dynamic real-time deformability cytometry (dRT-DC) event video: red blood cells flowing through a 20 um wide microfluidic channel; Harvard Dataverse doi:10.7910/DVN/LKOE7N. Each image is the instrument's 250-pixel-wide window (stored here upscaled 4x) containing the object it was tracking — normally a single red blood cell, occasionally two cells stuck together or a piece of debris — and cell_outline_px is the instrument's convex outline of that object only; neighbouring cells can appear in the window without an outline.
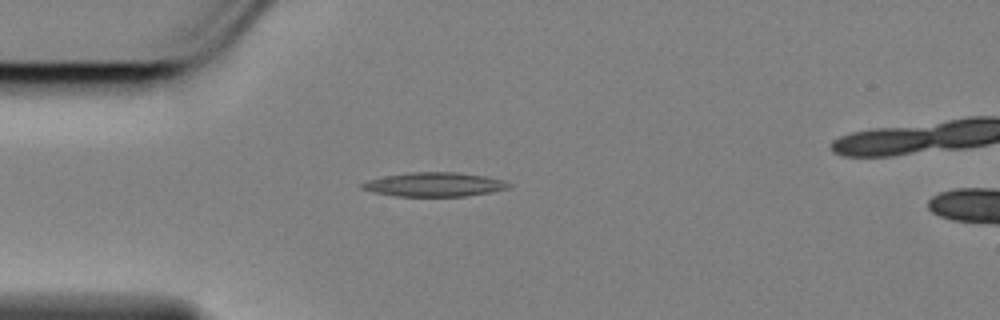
{"species": "Egyptian fruit bat (a non-hibernating species)", "species_latin": "Rousettus aegyptiacus", "temperature_condition": "cold", "stored_images_in_passage": 42, "segment_of_instrument_passage": [1, 2], "camera_frame_rate_fps": 3000, "um_per_image_px": 0.085, "animal": {"sex": "female"}, "frame": {"image": 1, "passage_image": 1, "time_ms": 0.0, "image_size_px": [1000, 320], "cell_outline_px": [[512, 184], [508, 188], [492, 192], [464, 196], [396, 196], [372, 192], [360, 188], [360, 184], [368, 180], [384, 176], [412, 172], [456, 172], [488, 176], [504, 180]], "centroid_in_image_um": [36.93, 15.68], "position_along_channel_um": 48.1, "area_um2": 20.69}}
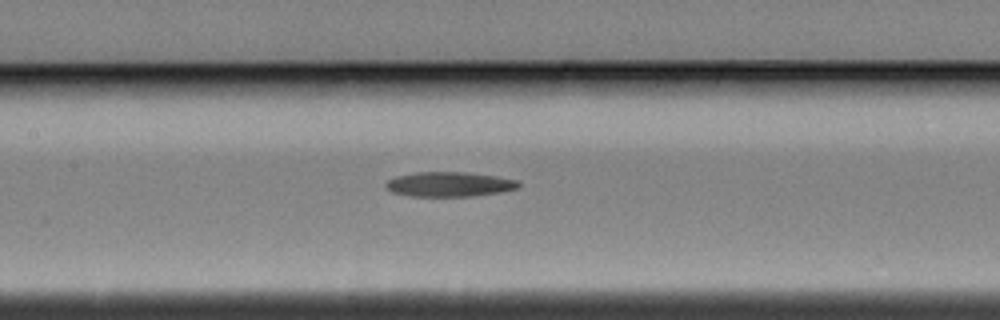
{"frame": {"image": 2, "passage_image": 13, "time_ms": 4.0, "image_size_px": [1000, 320], "cell_outline_px": [[520, 184], [516, 188], [500, 192], [472, 196], [408, 196], [392, 192], [384, 184], [388, 180], [396, 176], [416, 172], [464, 172], [496, 176], [516, 180]], "centroid_in_image_um": [38.15, 15.66], "position_along_channel_um": 169.2, "area_um2": 18.96}}
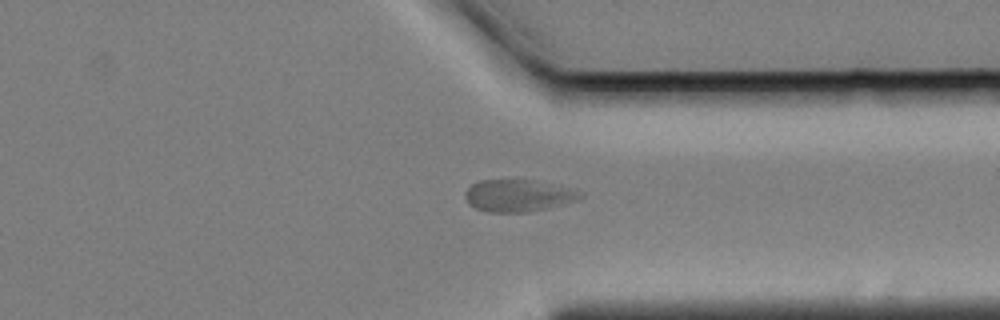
{"frame": {"image": 3, "passage_image": 31, "time_ms": 10.0, "image_size_px": [1000, 320], "cell_outline_px": [[584, 196], [576, 200], [548, 208], [524, 212], [488, 212], [476, 208], [468, 204], [464, 196], [464, 192], [472, 184], [480, 180], [532, 180], [584, 192]], "centroid_in_image_um": [44.0, 16.63], "position_along_channel_um": 367.4, "area_um2": 21.27}}